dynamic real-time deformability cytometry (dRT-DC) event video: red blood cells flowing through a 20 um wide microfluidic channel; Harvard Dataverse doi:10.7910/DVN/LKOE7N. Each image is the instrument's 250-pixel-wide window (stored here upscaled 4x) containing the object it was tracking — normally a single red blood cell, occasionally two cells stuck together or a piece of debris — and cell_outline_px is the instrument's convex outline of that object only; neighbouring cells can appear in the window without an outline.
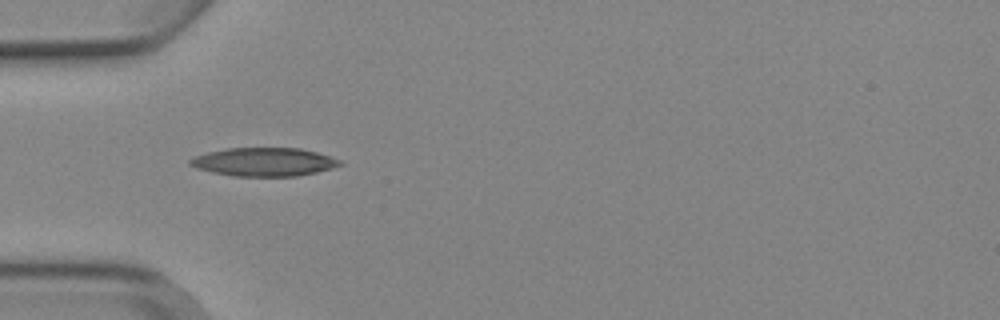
{"species": "Egyptian fruit bat (a non-hibernating species)", "species_latin": "Rousettus aegyptiacus", "temperature_condition": "cold", "stored_images_in_passage": 5, "camera_frame_rate_fps": 3000, "um_per_image_px": 0.085, "animal": {"sex": "female"}, "frame": {"image": 1, "passage_image": 5, "time_ms": 4.667, "image_size_px": [1000, 320], "cell_outline_px": [[344, 164], [332, 168], [316, 172], [296, 176], [236, 176], [212, 172], [196, 168], [188, 164], [188, 160], [192, 156], [208, 152], [228, 148], [300, 148], [316, 152], [340, 160]], "centroid_in_image_um": [22.4, 13.76], "position_along_channel_um": 62.6, "area_um2": 24.8}}